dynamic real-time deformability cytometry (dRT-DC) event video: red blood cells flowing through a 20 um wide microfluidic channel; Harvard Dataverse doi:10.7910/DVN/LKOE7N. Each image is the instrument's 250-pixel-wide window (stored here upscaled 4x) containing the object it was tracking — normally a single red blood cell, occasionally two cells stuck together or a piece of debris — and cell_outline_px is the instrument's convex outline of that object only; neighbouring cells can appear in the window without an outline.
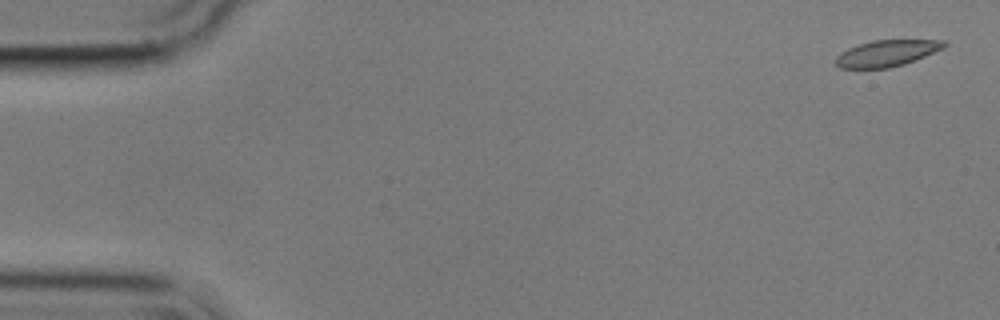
{"species": "common noctule bat (a hibernating species)", "species_latin": "Nyctalus noctula", "temperature_condition": "cold", "stored_images_in_passage": 56, "camera_frame_rate_fps": 3000, "um_per_image_px": 0.085, "animal": {"sex": "male", "body_mass_g": 17.9}, "frame": {"image": 1, "passage_image": 2, "time_ms": 0.333, "image_size_px": [1000, 320], "cell_outline_px": [[948, 44], [944, 48], [904, 64], [888, 68], [840, 68], [836, 64], [836, 56], [840, 52], [848, 48], [872, 40], [944, 40]], "centroid_in_image_um": [75.37, 4.52], "position_along_channel_um": 9.6, "area_um2": 16.53}}
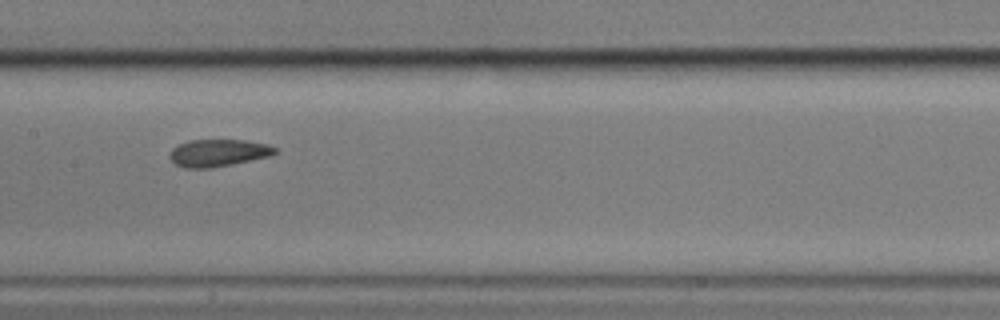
{"frame": {"image": 2, "passage_image": 28, "time_ms": 9.0, "image_size_px": [1000, 320], "cell_outline_px": [[280, 152], [268, 156], [232, 164], [212, 168], [184, 168], [176, 164], [168, 156], [172, 148], [188, 140], [244, 140], [268, 144], [276, 148]], "centroid_in_image_um": [18.55, 12.99], "position_along_channel_um": 188.9, "area_um2": 16.7}}
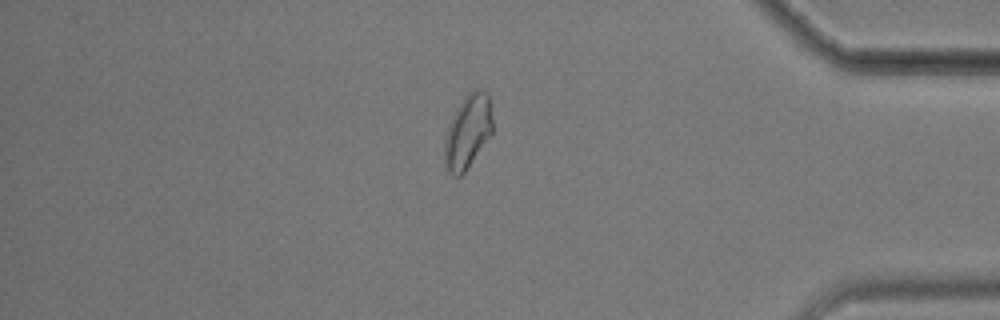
{"frame": {"image": 3, "passage_image": 48, "time_ms": 15.667, "image_size_px": [1000, 320], "cell_outline_px": [[492, 132], [464, 172], [460, 176], [452, 176], [448, 172], [444, 164], [444, 140], [452, 116], [468, 92], [472, 88], [476, 88], [488, 92], [492, 104]], "centroid_in_image_um": [39.76, 11.15], "position_along_channel_um": 395.4, "area_um2": 20.63}, "authors_computed_cell_mechanics": {"area_um2": 17.5134, "velocity_mm_per_s": 3.5481, "shape_relaxation_time_tau1_ms": null, "shape_relaxation_time_tau2_ms": 2.8657, "deformation_change_tau1": null, "deformation_change_tau2": 0.0735}}